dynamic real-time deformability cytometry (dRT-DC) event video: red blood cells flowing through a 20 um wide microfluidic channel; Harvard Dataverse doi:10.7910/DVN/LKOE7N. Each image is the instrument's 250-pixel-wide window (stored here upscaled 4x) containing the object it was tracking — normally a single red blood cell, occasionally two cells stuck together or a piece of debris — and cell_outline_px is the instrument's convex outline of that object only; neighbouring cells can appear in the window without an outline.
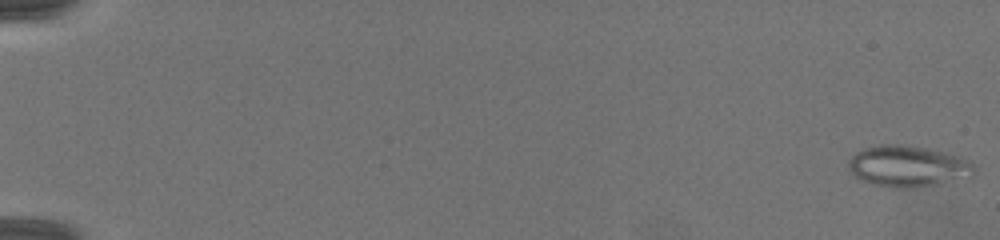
{"species": "common noctule bat (a hibernating species)", "species_latin": "Nyctalus noctula", "temperature_condition": "warm", "stored_images_in_passage": 27, "camera_frame_rate_fps": 3000, "um_per_image_px": 0.085, "animal": {"sex": "female", "body_mass_g": 19.5, "forearm_length_mm": 54.1}, "frame": {"image": 1, "passage_image": 1, "time_ms": 0.0, "image_size_px": [1000, 240], "cell_outline_px": [[976, 168], [972, 176], [936, 184], [872, 184], [856, 176], [848, 168], [848, 160], [856, 152], [864, 148], [880, 144], [884, 144], [924, 148], [972, 160]], "centroid_in_image_um": [77.18, 14.08], "position_along_channel_um": 7.8, "area_um2": 28.55}}
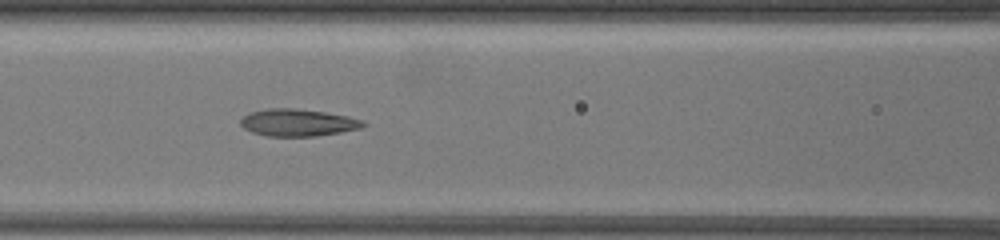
{"frame": {"image": 2, "passage_image": 18, "time_ms": 8.0, "image_size_px": [1000, 240], "cell_outline_px": [[368, 124], [360, 128], [340, 132], [316, 136], [268, 136], [252, 132], [244, 128], [240, 124], [240, 120], [248, 112], [268, 108], [296, 108], [324, 112], [348, 116], [364, 120]], "centroid_in_image_um": [25.32, 10.41], "position_along_channel_um": 141.3, "area_um2": 19.48}}
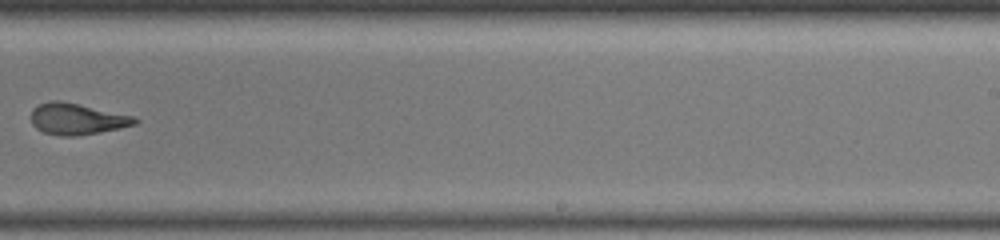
{"frame": {"image": 3, "passage_image": 25, "time_ms": 11.333, "image_size_px": [1000, 240], "cell_outline_px": [[140, 120], [136, 124], [120, 128], [100, 132], [76, 136], [60, 136], [44, 132], [36, 128], [32, 124], [32, 108], [40, 104], [52, 100], [60, 100], [136, 116]], "centroid_in_image_um": [6.57, 10.11], "position_along_channel_um": 282.4, "area_um2": 19.02}}